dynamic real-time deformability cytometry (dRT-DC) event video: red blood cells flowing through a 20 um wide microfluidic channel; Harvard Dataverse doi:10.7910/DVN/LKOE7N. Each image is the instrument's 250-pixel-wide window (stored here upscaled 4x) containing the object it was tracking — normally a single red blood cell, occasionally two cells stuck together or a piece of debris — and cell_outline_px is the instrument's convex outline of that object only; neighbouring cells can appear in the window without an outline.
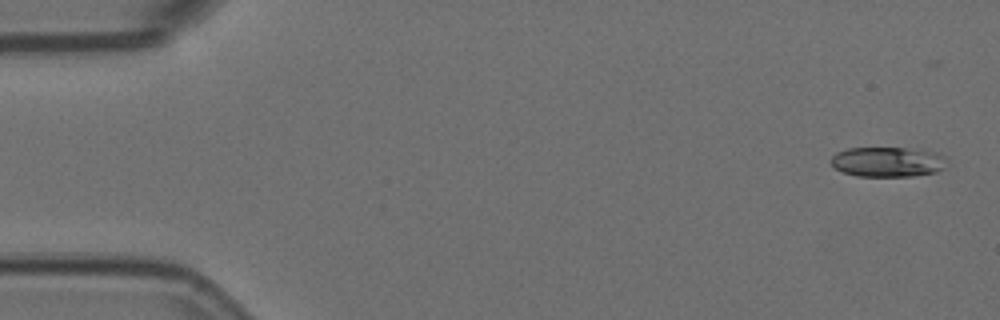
{"species": "Egyptian fruit bat (a non-hibernating species)", "species_latin": "Rousettus aegyptiacus", "temperature_condition": "room temperature", "stored_images_in_passage": 4, "camera_frame_rate_fps": 3000, "um_per_image_px": 0.085, "animal": {"sex": "female"}, "frame": {"image": 1, "passage_image": 1, "time_ms": 0.0, "image_size_px": [1000, 320], "cell_outline_px": [[948, 160], [944, 168], [936, 172], [912, 176], [856, 176], [844, 172], [836, 168], [832, 164], [832, 156], [836, 152], [848, 148], [920, 148], [936, 152], [948, 156]], "centroid_in_image_um": [75.54, 13.74], "position_along_channel_um": 9.5, "area_um2": 20.52}}
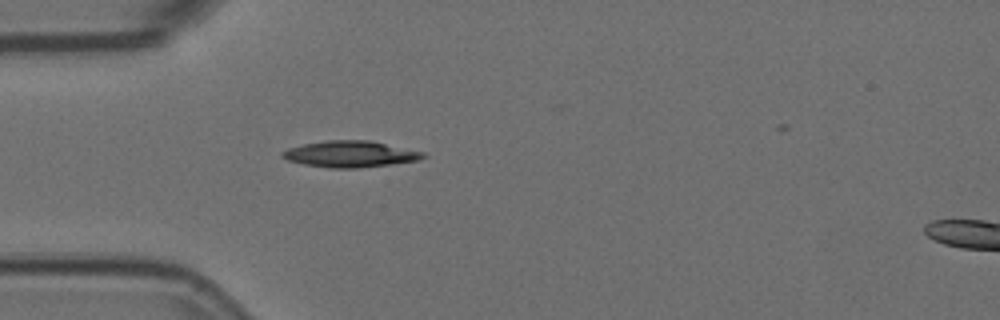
{"frame": {"image": 2, "passage_image": 4, "time_ms": 1.0, "image_size_px": [1000, 320], "cell_outline_px": [[428, 156], [420, 160], [360, 168], [328, 168], [304, 164], [288, 160], [280, 156], [280, 152], [288, 148], [304, 144], [328, 140], [368, 140], [424, 152]], "centroid_in_image_um": [29.77, 13.1], "position_along_channel_um": 55.2, "area_um2": 21.56}}